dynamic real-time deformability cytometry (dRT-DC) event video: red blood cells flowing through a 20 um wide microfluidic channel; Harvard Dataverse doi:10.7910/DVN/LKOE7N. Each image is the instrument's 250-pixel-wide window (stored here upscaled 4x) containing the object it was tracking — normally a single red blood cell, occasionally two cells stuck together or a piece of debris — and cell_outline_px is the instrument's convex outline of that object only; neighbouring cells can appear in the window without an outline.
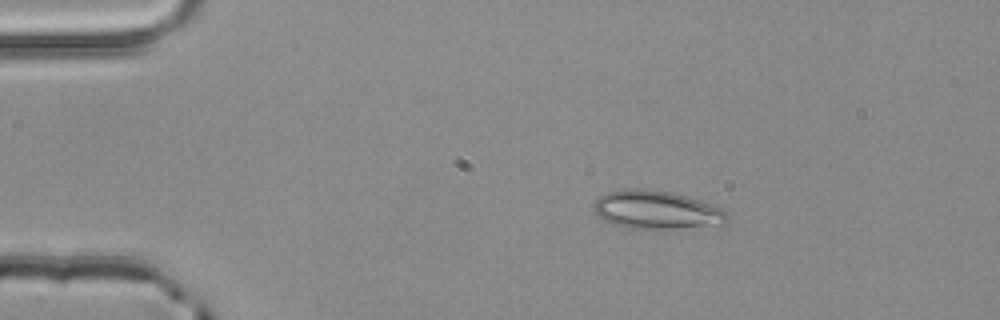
{"species": "common noctule bat (a hibernating species)", "species_latin": "Nyctalus noctula", "temperature_condition": "room temperature", "stored_images_in_passage": 2, "camera_frame_rate_fps": 3000, "um_per_image_px": 0.085, "animal": {"sex": "male", "body_mass_g": 20.4}, "frame": {"image": 1, "passage_image": 1, "time_ms": 0.0, "image_size_px": [1000, 320], "cell_outline_px": [[732, 216], [728, 224], [672, 228], [632, 228], [612, 224], [604, 220], [596, 212], [596, 200], [600, 196], [608, 192], [628, 188], [644, 188], [672, 192], [688, 196], [712, 204], [728, 212]], "centroid_in_image_um": [55.9, 17.83], "position_along_channel_um": 29.1, "area_um2": 29.77}}